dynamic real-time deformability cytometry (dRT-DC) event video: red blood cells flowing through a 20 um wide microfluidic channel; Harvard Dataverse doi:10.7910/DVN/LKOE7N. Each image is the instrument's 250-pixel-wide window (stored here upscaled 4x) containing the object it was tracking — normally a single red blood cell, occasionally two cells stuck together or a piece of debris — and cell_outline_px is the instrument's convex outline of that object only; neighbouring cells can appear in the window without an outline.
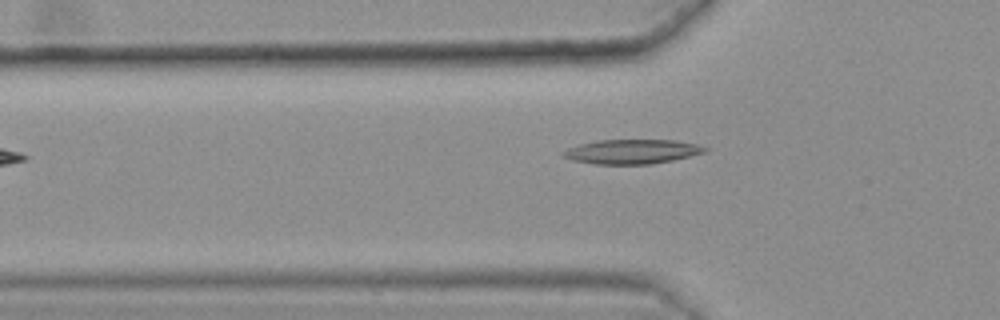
{"species": "common noctule bat (a hibernating species)", "species_latin": "Nyctalus noctula", "temperature_condition": "warm", "stored_images_in_passage": 28, "camera_frame_rate_fps": 3000, "um_per_image_px": 0.085, "animal": {"sex": "female", "body_mass_g": 25.1}, "frame": {"image": 1, "passage_image": 3, "time_ms": 0.667, "image_size_px": [1000, 320], "cell_outline_px": [[708, 152], [672, 160], [652, 164], [596, 164], [572, 160], [560, 156], [560, 152], [568, 148], [580, 144], [596, 140], [676, 140], [696, 144], [708, 148]], "centroid_in_image_um": [53.7, 12.88], "position_along_channel_um": 72.1, "area_um2": 20.29}}
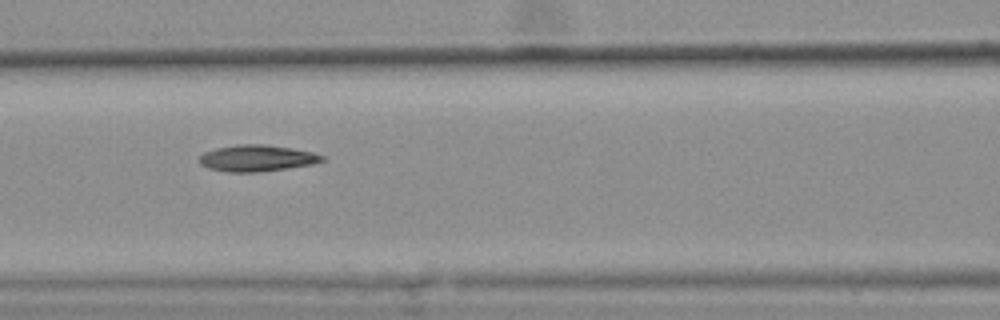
{"frame": {"image": 2, "passage_image": 9, "time_ms": 2.667, "image_size_px": [1000, 320], "cell_outline_px": [[324, 160], [312, 164], [256, 172], [228, 172], [208, 168], [200, 164], [200, 156], [204, 152], [216, 148], [236, 144], [264, 144], [292, 148], [312, 152], [324, 156]], "centroid_in_image_um": [21.81, 13.43], "position_along_channel_um": 144.8, "area_um2": 18.73}}
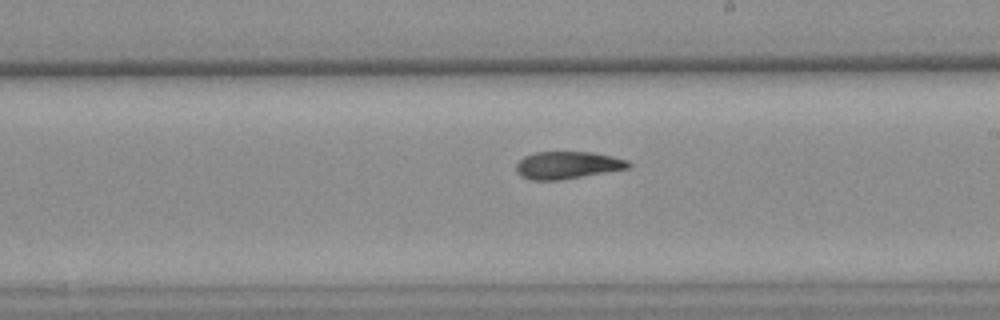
{"frame": {"image": 3, "passage_image": 17, "time_ms": 5.333, "image_size_px": [1000, 320], "cell_outline_px": [[632, 164], [628, 168], [560, 180], [532, 180], [520, 176], [516, 172], [516, 164], [524, 156], [536, 152], [592, 152], [612, 156], [628, 160]], "centroid_in_image_um": [48.21, 14.03], "position_along_channel_um": 240.8, "area_um2": 17.86}, "authors_computed_cell_mechanics": {"area_um2": 18.4671, "velocity_mm_per_s": 3.6102, "shape_relaxation_time_tau1_ms": null, "shape_relaxation_time_tau2_ms": 4.7863, "deformation_change_tau1": null, "deformation_change_tau2": 0.1182}}